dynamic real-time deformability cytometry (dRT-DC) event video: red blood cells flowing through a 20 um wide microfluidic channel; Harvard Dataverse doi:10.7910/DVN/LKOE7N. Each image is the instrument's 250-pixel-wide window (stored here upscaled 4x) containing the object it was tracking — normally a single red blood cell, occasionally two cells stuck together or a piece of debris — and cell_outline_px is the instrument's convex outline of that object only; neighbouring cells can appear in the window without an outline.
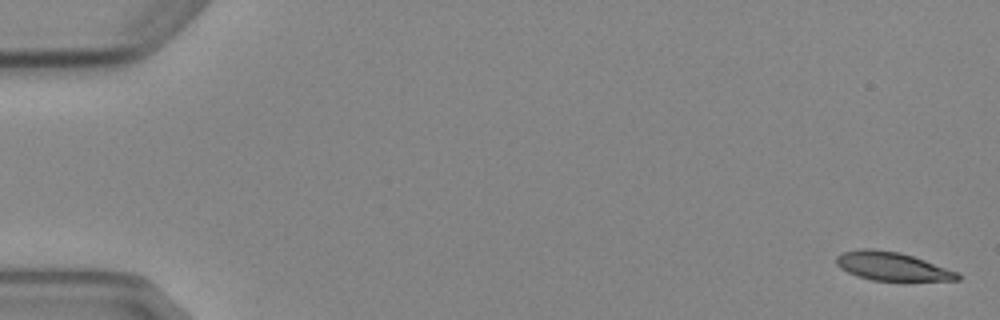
{"species": "Egyptian fruit bat (a non-hibernating species)", "species_latin": "Rousettus aegyptiacus", "temperature_condition": "cold", "stored_images_in_passage": 5, "camera_frame_rate_fps": 3000, "um_per_image_px": 0.085, "animal": {"sex": "female"}, "frame": {"image": 1, "passage_image": 1, "time_ms": 0.0, "image_size_px": [1000, 320], "cell_outline_px": [[960, 280], [872, 280], [856, 276], [840, 268], [836, 264], [836, 256], [844, 252], [860, 248], [872, 248], [900, 252], [960, 272]], "centroid_in_image_um": [75.81, 22.62], "position_along_channel_um": 9.2, "area_um2": 20.06}}
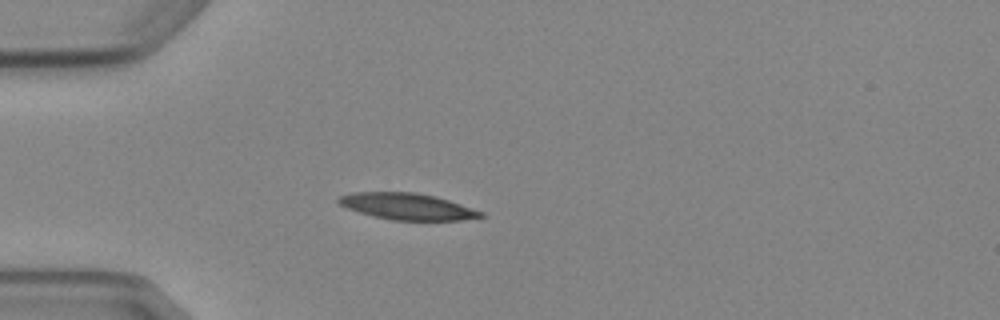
{"frame": {"image": 2, "passage_image": 5, "time_ms": 4.667, "image_size_px": [1000, 320], "cell_outline_px": [[484, 216], [460, 220], [392, 220], [360, 212], [348, 208], [340, 204], [336, 200], [340, 196], [352, 192], [416, 192], [436, 196], [484, 212]], "centroid_in_image_um": [34.62, 17.54], "position_along_channel_um": 50.4, "area_um2": 21.68}}